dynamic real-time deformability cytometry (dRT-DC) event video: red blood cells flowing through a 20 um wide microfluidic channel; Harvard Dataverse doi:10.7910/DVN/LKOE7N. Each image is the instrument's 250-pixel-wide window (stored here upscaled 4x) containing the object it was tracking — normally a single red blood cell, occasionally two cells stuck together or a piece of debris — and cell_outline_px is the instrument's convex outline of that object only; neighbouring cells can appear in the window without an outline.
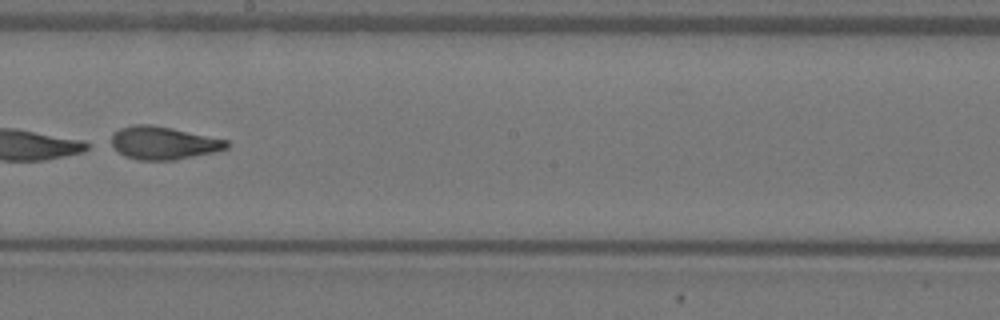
{"species": "Egyptian fruit bat (a non-hibernating species)", "species_latin": "Rousettus aegyptiacus", "temperature_condition": "warm", "stored_images_in_passage": 9, "camera_frame_rate_fps": 3000, "um_per_image_px": 0.085, "animal": {"sex": "female"}, "frame": {"image": 1, "passage_image": 7, "time_ms": 2.0, "image_size_px": [1000, 320], "cell_outline_px": [[228, 148], [216, 152], [176, 160], [140, 160], [124, 156], [108, 144], [112, 132], [120, 128], [136, 124], [152, 124], [172, 128], [228, 140]], "centroid_in_image_um": [13.84, 12.15], "position_along_channel_um": 234.4, "area_um2": 22.48}}
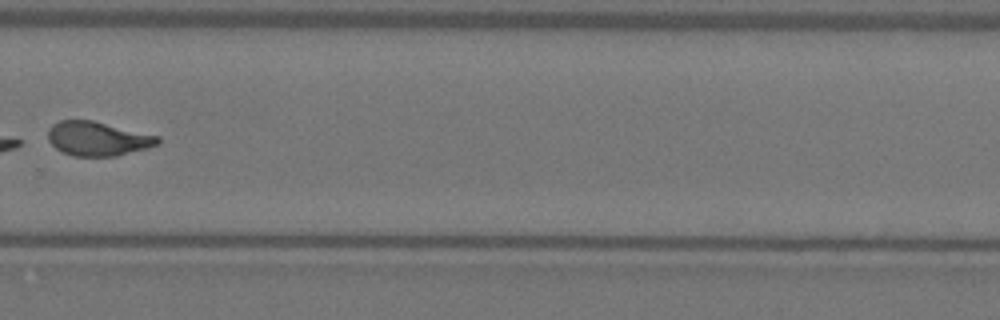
{"frame": {"image": 2, "passage_image": 9, "time_ms": 2.667, "image_size_px": [1000, 320], "cell_outline_px": [[160, 144], [148, 148], [116, 156], [72, 156], [56, 148], [48, 140], [48, 128], [52, 124], [60, 120], [92, 120], [160, 136]], "centroid_in_image_um": [8.32, 11.78], "position_along_channel_um": 321.5, "area_um2": 21.96}}